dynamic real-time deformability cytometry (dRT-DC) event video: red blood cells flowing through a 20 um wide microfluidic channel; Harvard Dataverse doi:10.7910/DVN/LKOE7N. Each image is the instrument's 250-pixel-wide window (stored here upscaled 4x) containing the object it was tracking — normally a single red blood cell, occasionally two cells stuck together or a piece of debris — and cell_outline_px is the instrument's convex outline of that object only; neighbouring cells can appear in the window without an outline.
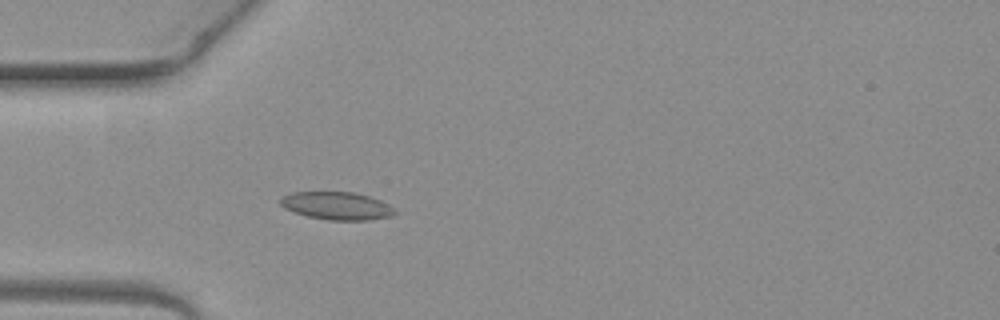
{"species": "common noctule bat (a hibernating species)", "species_latin": "Nyctalus noctula", "temperature_condition": "warm", "stored_images_in_passage": 3, "camera_frame_rate_fps": 3000, "um_per_image_px": 0.085, "animal": {"sex": "female", "body_mass_g": 19.3, "forearm_length_mm": 54.1}, "frame": {"image": 1, "passage_image": 3, "time_ms": 0.667, "image_size_px": [1000, 320], "cell_outline_px": [[400, 212], [392, 216], [368, 220], [328, 220], [308, 216], [284, 208], [280, 204], [280, 196], [292, 192], [356, 192], [380, 200], [396, 208]], "centroid_in_image_um": [28.67, 17.49], "position_along_channel_um": 56.3, "area_um2": 18.73}}